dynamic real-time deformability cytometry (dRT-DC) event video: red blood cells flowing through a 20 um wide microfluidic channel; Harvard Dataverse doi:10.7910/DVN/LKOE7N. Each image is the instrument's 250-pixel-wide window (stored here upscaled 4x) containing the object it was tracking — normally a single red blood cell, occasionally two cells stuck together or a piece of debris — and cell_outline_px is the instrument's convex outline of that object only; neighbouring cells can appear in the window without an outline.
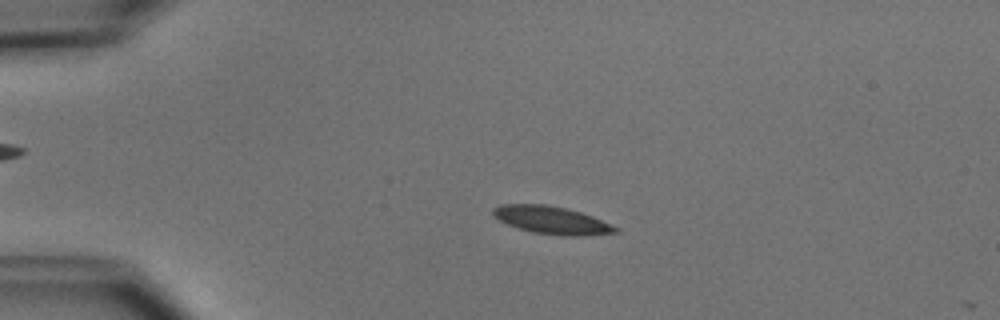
{"species": "common noctule bat (a hibernating species)", "species_latin": "Nyctalus noctula", "temperature_condition": "cold", "stored_images_in_passage": 4, "camera_frame_rate_fps": 3000, "um_per_image_px": 0.085, "animal": {"sex": "male", "body_mass_g": 15.6}, "frame": {"image": 1, "passage_image": 4, "time_ms": 4.0, "image_size_px": [1000, 320], "cell_outline_px": [[620, 232], [584, 236], [564, 236], [532, 232], [508, 224], [500, 220], [492, 212], [492, 208], [500, 204], [544, 204], [564, 208], [580, 212], [592, 216], [612, 224], [620, 228]], "centroid_in_image_um": [46.95, 18.72], "position_along_channel_um": 38.1, "area_um2": 19.71}}